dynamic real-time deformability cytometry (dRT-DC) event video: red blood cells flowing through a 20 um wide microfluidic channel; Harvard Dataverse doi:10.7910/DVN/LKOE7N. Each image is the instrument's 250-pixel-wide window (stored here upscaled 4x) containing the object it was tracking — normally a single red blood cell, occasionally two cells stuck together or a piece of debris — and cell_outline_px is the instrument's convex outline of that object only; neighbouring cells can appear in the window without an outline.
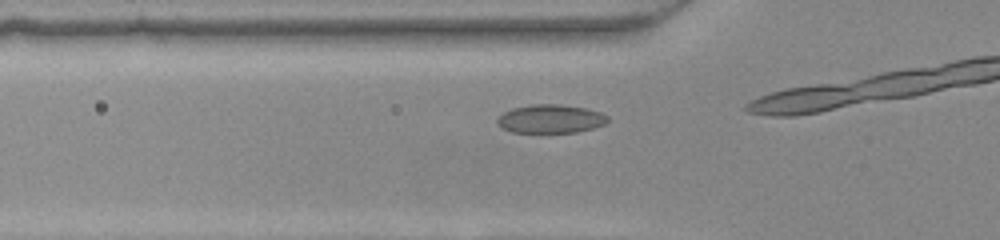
{"species": "common noctule bat (a hibernating species)", "species_latin": "Nyctalus noctula", "temperature_condition": "warm", "stored_images_in_passage": 8, "camera_frame_rate_fps": 3000, "um_per_image_px": 0.085, "animal": {"sex": "female", "body_mass_g": 22.0, "forearm_length_mm": 56.7}, "frame": {"image": 1, "passage_image": 6, "time_ms": 1.667, "image_size_px": [1000, 240], "cell_outline_px": [[608, 120], [604, 124], [592, 128], [576, 132], [540, 136], [512, 132], [496, 124], [496, 120], [504, 112], [512, 108], [532, 104], [560, 104], [584, 108], [600, 112], [608, 116]], "centroid_in_image_um": [46.75, 10.15], "position_along_channel_um": 79.1, "area_um2": 19.13}}